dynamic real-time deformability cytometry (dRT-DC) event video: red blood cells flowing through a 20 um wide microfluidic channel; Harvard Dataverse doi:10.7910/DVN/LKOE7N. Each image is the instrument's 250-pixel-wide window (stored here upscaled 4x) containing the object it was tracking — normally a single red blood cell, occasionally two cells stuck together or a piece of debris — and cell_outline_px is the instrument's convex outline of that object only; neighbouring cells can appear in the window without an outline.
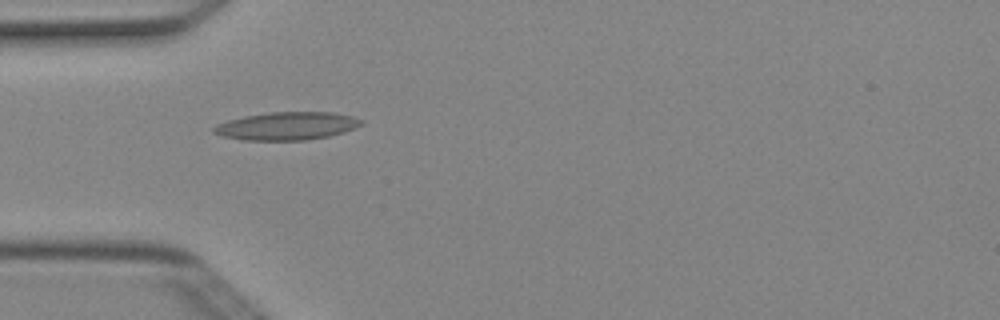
{"species": "Egyptian fruit bat (a non-hibernating species)", "species_latin": "Rousettus aegyptiacus", "temperature_condition": "cold", "stored_images_in_passage": 6, "camera_frame_rate_fps": 3000, "um_per_image_px": 0.085, "animal": {"sex": "female"}, "frame": {"image": 1, "passage_image": 5, "time_ms": 1.333, "image_size_px": [1000, 320], "cell_outline_px": [[364, 124], [356, 128], [344, 132], [328, 136], [308, 140], [244, 140], [224, 136], [212, 132], [212, 128], [216, 124], [228, 120], [244, 116], [268, 112], [332, 112], [352, 116], [364, 120]], "centroid_in_image_um": [24.41, 10.7], "position_along_channel_um": 60.6, "area_um2": 24.16}}
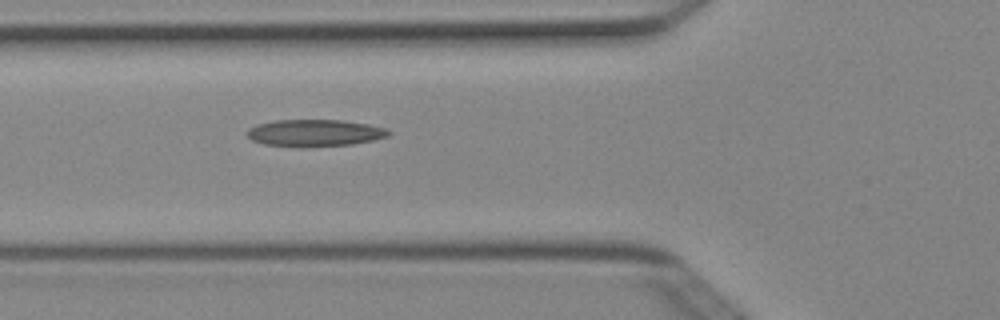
{"frame": {"image": 2, "passage_image": 6, "time_ms": 1.667, "image_size_px": [1000, 320], "cell_outline_px": [[392, 132], [388, 136], [372, 140], [352, 144], [300, 148], [264, 144], [252, 140], [244, 132], [248, 128], [256, 124], [276, 120], [344, 120], [368, 124], [388, 128]], "centroid_in_image_um": [26.73, 11.3], "position_along_channel_um": 99.1, "area_um2": 22.6}}